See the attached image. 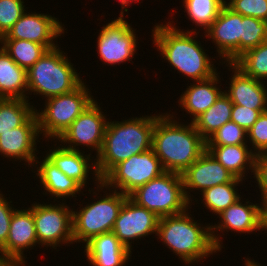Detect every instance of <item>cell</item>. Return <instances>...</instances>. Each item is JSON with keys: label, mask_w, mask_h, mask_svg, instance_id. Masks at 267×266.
<instances>
[{"label": "cell", "mask_w": 267, "mask_h": 266, "mask_svg": "<svg viewBox=\"0 0 267 266\" xmlns=\"http://www.w3.org/2000/svg\"><path fill=\"white\" fill-rule=\"evenodd\" d=\"M169 113L155 115L152 149L165 171L183 173L205 151L206 140L193 122L181 124Z\"/></svg>", "instance_id": "obj_1"}, {"label": "cell", "mask_w": 267, "mask_h": 266, "mask_svg": "<svg viewBox=\"0 0 267 266\" xmlns=\"http://www.w3.org/2000/svg\"><path fill=\"white\" fill-rule=\"evenodd\" d=\"M183 30L177 29L171 22L154 26L153 44L155 43L162 57L175 67L178 73L186 75L195 82L209 79L217 74L213 61L204 52L201 43L194 39L199 34L196 32L197 29L190 31L188 29L186 32Z\"/></svg>", "instance_id": "obj_2"}, {"label": "cell", "mask_w": 267, "mask_h": 266, "mask_svg": "<svg viewBox=\"0 0 267 266\" xmlns=\"http://www.w3.org/2000/svg\"><path fill=\"white\" fill-rule=\"evenodd\" d=\"M154 127L155 114L121 122L108 121L102 147L94 159L100 179L132 155L152 148Z\"/></svg>", "instance_id": "obj_3"}, {"label": "cell", "mask_w": 267, "mask_h": 266, "mask_svg": "<svg viewBox=\"0 0 267 266\" xmlns=\"http://www.w3.org/2000/svg\"><path fill=\"white\" fill-rule=\"evenodd\" d=\"M190 215L187 209L177 215L159 218L156 233L157 238L185 264L198 263L208 255L219 252L211 238V225L201 227Z\"/></svg>", "instance_id": "obj_4"}, {"label": "cell", "mask_w": 267, "mask_h": 266, "mask_svg": "<svg viewBox=\"0 0 267 266\" xmlns=\"http://www.w3.org/2000/svg\"><path fill=\"white\" fill-rule=\"evenodd\" d=\"M59 46L47 50L27 70L28 93L49 99L76 89L83 81Z\"/></svg>", "instance_id": "obj_5"}, {"label": "cell", "mask_w": 267, "mask_h": 266, "mask_svg": "<svg viewBox=\"0 0 267 266\" xmlns=\"http://www.w3.org/2000/svg\"><path fill=\"white\" fill-rule=\"evenodd\" d=\"M129 197L159 218L177 215L191 208L185 196L182 176L176 172H164L138 187Z\"/></svg>", "instance_id": "obj_6"}, {"label": "cell", "mask_w": 267, "mask_h": 266, "mask_svg": "<svg viewBox=\"0 0 267 266\" xmlns=\"http://www.w3.org/2000/svg\"><path fill=\"white\" fill-rule=\"evenodd\" d=\"M88 90L86 83L82 82L71 92L45 100L44 110H35L40 135L43 133L44 138H53L57 142L61 134L95 100Z\"/></svg>", "instance_id": "obj_7"}, {"label": "cell", "mask_w": 267, "mask_h": 266, "mask_svg": "<svg viewBox=\"0 0 267 266\" xmlns=\"http://www.w3.org/2000/svg\"><path fill=\"white\" fill-rule=\"evenodd\" d=\"M111 192L105 193L104 197L87 204L79 211H72L74 243H87L95 236L112 232L119 211L128 196L117 190Z\"/></svg>", "instance_id": "obj_8"}, {"label": "cell", "mask_w": 267, "mask_h": 266, "mask_svg": "<svg viewBox=\"0 0 267 266\" xmlns=\"http://www.w3.org/2000/svg\"><path fill=\"white\" fill-rule=\"evenodd\" d=\"M166 172L152 148L132 155L117 164L97 185V189H112L129 196L138 187ZM112 187V189H110Z\"/></svg>", "instance_id": "obj_9"}, {"label": "cell", "mask_w": 267, "mask_h": 266, "mask_svg": "<svg viewBox=\"0 0 267 266\" xmlns=\"http://www.w3.org/2000/svg\"><path fill=\"white\" fill-rule=\"evenodd\" d=\"M61 204H32V213L35 221L37 240L41 246L60 247L59 244H72L73 223L72 210Z\"/></svg>", "instance_id": "obj_10"}, {"label": "cell", "mask_w": 267, "mask_h": 266, "mask_svg": "<svg viewBox=\"0 0 267 266\" xmlns=\"http://www.w3.org/2000/svg\"><path fill=\"white\" fill-rule=\"evenodd\" d=\"M120 17L104 25L98 35L97 51L100 59L109 64L116 65L131 61L137 50L136 29L133 30L126 20L124 13Z\"/></svg>", "instance_id": "obj_11"}, {"label": "cell", "mask_w": 267, "mask_h": 266, "mask_svg": "<svg viewBox=\"0 0 267 266\" xmlns=\"http://www.w3.org/2000/svg\"><path fill=\"white\" fill-rule=\"evenodd\" d=\"M99 106L94 100L61 134L57 140L66 144L62 147L79 150L77 146L84 145L92 147L96 154L100 152L108 121Z\"/></svg>", "instance_id": "obj_12"}, {"label": "cell", "mask_w": 267, "mask_h": 266, "mask_svg": "<svg viewBox=\"0 0 267 266\" xmlns=\"http://www.w3.org/2000/svg\"><path fill=\"white\" fill-rule=\"evenodd\" d=\"M239 198L234 204L218 214L220 222L211 225V238L215 248L222 250L221 236L218 231H236L241 233H252L253 231L265 230V205L253 204L247 201L245 204ZM216 232V234H215ZM219 236V237H218Z\"/></svg>", "instance_id": "obj_13"}, {"label": "cell", "mask_w": 267, "mask_h": 266, "mask_svg": "<svg viewBox=\"0 0 267 266\" xmlns=\"http://www.w3.org/2000/svg\"><path fill=\"white\" fill-rule=\"evenodd\" d=\"M158 220L159 217L154 212L138 205L128 196L119 211L112 232L131 251L132 240L157 233Z\"/></svg>", "instance_id": "obj_14"}, {"label": "cell", "mask_w": 267, "mask_h": 266, "mask_svg": "<svg viewBox=\"0 0 267 266\" xmlns=\"http://www.w3.org/2000/svg\"><path fill=\"white\" fill-rule=\"evenodd\" d=\"M64 24L48 14H22L19 20L1 39H22L44 45L48 50L57 47L53 41L64 34Z\"/></svg>", "instance_id": "obj_15"}, {"label": "cell", "mask_w": 267, "mask_h": 266, "mask_svg": "<svg viewBox=\"0 0 267 266\" xmlns=\"http://www.w3.org/2000/svg\"><path fill=\"white\" fill-rule=\"evenodd\" d=\"M242 15L229 9L226 5L221 9L217 19L204 32L217 45L218 55L224 64L233 63L240 56Z\"/></svg>", "instance_id": "obj_16"}, {"label": "cell", "mask_w": 267, "mask_h": 266, "mask_svg": "<svg viewBox=\"0 0 267 266\" xmlns=\"http://www.w3.org/2000/svg\"><path fill=\"white\" fill-rule=\"evenodd\" d=\"M184 192L192 203L187 190H204L219 184L232 182L236 177L219 163L207 150L183 173H181Z\"/></svg>", "instance_id": "obj_17"}, {"label": "cell", "mask_w": 267, "mask_h": 266, "mask_svg": "<svg viewBox=\"0 0 267 266\" xmlns=\"http://www.w3.org/2000/svg\"><path fill=\"white\" fill-rule=\"evenodd\" d=\"M38 120L34 113L22 126L7 132H0V155L5 158L21 160L28 163V167H35L36 143L39 138ZM37 141V142H36ZM11 157V158H10Z\"/></svg>", "instance_id": "obj_18"}, {"label": "cell", "mask_w": 267, "mask_h": 266, "mask_svg": "<svg viewBox=\"0 0 267 266\" xmlns=\"http://www.w3.org/2000/svg\"><path fill=\"white\" fill-rule=\"evenodd\" d=\"M38 243L32 205L28 209H15L9 227V235L5 246L0 250L16 266H25L24 250Z\"/></svg>", "instance_id": "obj_19"}, {"label": "cell", "mask_w": 267, "mask_h": 266, "mask_svg": "<svg viewBox=\"0 0 267 266\" xmlns=\"http://www.w3.org/2000/svg\"><path fill=\"white\" fill-rule=\"evenodd\" d=\"M232 70L229 88L224 90L233 104L246 106L253 110H267V88L262 81L246 75L234 63H226Z\"/></svg>", "instance_id": "obj_20"}, {"label": "cell", "mask_w": 267, "mask_h": 266, "mask_svg": "<svg viewBox=\"0 0 267 266\" xmlns=\"http://www.w3.org/2000/svg\"><path fill=\"white\" fill-rule=\"evenodd\" d=\"M84 248L86 258L92 266H126L132 253L113 232L93 237Z\"/></svg>", "instance_id": "obj_21"}, {"label": "cell", "mask_w": 267, "mask_h": 266, "mask_svg": "<svg viewBox=\"0 0 267 266\" xmlns=\"http://www.w3.org/2000/svg\"><path fill=\"white\" fill-rule=\"evenodd\" d=\"M90 155L91 153L85 155L80 150H69L62 147L60 144V146L56 148L54 147L53 150H49L46 157L69 178L74 179L84 188L88 183L87 178L89 177V169H93L95 183L99 184L101 182L96 170L95 162L90 161L92 160L90 158H94V156L91 157Z\"/></svg>", "instance_id": "obj_22"}, {"label": "cell", "mask_w": 267, "mask_h": 266, "mask_svg": "<svg viewBox=\"0 0 267 266\" xmlns=\"http://www.w3.org/2000/svg\"><path fill=\"white\" fill-rule=\"evenodd\" d=\"M218 74L220 73L203 81H194V84L190 83L186 91L182 92L178 103L187 114L193 116L191 122L208 110L224 93L217 86L221 82Z\"/></svg>", "instance_id": "obj_23"}, {"label": "cell", "mask_w": 267, "mask_h": 266, "mask_svg": "<svg viewBox=\"0 0 267 266\" xmlns=\"http://www.w3.org/2000/svg\"><path fill=\"white\" fill-rule=\"evenodd\" d=\"M35 163H39L40 167H37L36 175L40 178L45 194L51 195L57 199L76 197L77 193L83 190V187L74 179L69 178L65 173L56 167L46 156L41 162L38 160Z\"/></svg>", "instance_id": "obj_24"}, {"label": "cell", "mask_w": 267, "mask_h": 266, "mask_svg": "<svg viewBox=\"0 0 267 266\" xmlns=\"http://www.w3.org/2000/svg\"><path fill=\"white\" fill-rule=\"evenodd\" d=\"M206 150L236 178H246V170L254 173L255 153L247 144L206 146Z\"/></svg>", "instance_id": "obj_25"}, {"label": "cell", "mask_w": 267, "mask_h": 266, "mask_svg": "<svg viewBox=\"0 0 267 266\" xmlns=\"http://www.w3.org/2000/svg\"><path fill=\"white\" fill-rule=\"evenodd\" d=\"M27 70L20 67L0 47V98L27 99Z\"/></svg>", "instance_id": "obj_26"}, {"label": "cell", "mask_w": 267, "mask_h": 266, "mask_svg": "<svg viewBox=\"0 0 267 266\" xmlns=\"http://www.w3.org/2000/svg\"><path fill=\"white\" fill-rule=\"evenodd\" d=\"M232 108V101L223 93L208 110L193 121L195 129L207 140L215 131L231 120Z\"/></svg>", "instance_id": "obj_27"}, {"label": "cell", "mask_w": 267, "mask_h": 266, "mask_svg": "<svg viewBox=\"0 0 267 266\" xmlns=\"http://www.w3.org/2000/svg\"><path fill=\"white\" fill-rule=\"evenodd\" d=\"M36 109L28 99L0 98V132L22 126Z\"/></svg>", "instance_id": "obj_28"}, {"label": "cell", "mask_w": 267, "mask_h": 266, "mask_svg": "<svg viewBox=\"0 0 267 266\" xmlns=\"http://www.w3.org/2000/svg\"><path fill=\"white\" fill-rule=\"evenodd\" d=\"M0 44L15 63L26 70L48 50L42 44L22 39H0Z\"/></svg>", "instance_id": "obj_29"}, {"label": "cell", "mask_w": 267, "mask_h": 266, "mask_svg": "<svg viewBox=\"0 0 267 266\" xmlns=\"http://www.w3.org/2000/svg\"><path fill=\"white\" fill-rule=\"evenodd\" d=\"M242 181V179L235 178L232 182L219 184L204 190L201 193L204 207L216 215L227 209L241 198L236 187L239 186L240 182L242 184Z\"/></svg>", "instance_id": "obj_30"}, {"label": "cell", "mask_w": 267, "mask_h": 266, "mask_svg": "<svg viewBox=\"0 0 267 266\" xmlns=\"http://www.w3.org/2000/svg\"><path fill=\"white\" fill-rule=\"evenodd\" d=\"M188 19L206 31L217 19L226 0H183Z\"/></svg>", "instance_id": "obj_31"}, {"label": "cell", "mask_w": 267, "mask_h": 266, "mask_svg": "<svg viewBox=\"0 0 267 266\" xmlns=\"http://www.w3.org/2000/svg\"><path fill=\"white\" fill-rule=\"evenodd\" d=\"M246 75L262 82L267 80V39L257 47L245 51L233 62Z\"/></svg>", "instance_id": "obj_32"}, {"label": "cell", "mask_w": 267, "mask_h": 266, "mask_svg": "<svg viewBox=\"0 0 267 266\" xmlns=\"http://www.w3.org/2000/svg\"><path fill=\"white\" fill-rule=\"evenodd\" d=\"M267 39V23L251 16H242L240 55L257 47Z\"/></svg>", "instance_id": "obj_33"}, {"label": "cell", "mask_w": 267, "mask_h": 266, "mask_svg": "<svg viewBox=\"0 0 267 266\" xmlns=\"http://www.w3.org/2000/svg\"><path fill=\"white\" fill-rule=\"evenodd\" d=\"M247 139V131L230 120L206 140V146L247 144Z\"/></svg>", "instance_id": "obj_34"}, {"label": "cell", "mask_w": 267, "mask_h": 266, "mask_svg": "<svg viewBox=\"0 0 267 266\" xmlns=\"http://www.w3.org/2000/svg\"><path fill=\"white\" fill-rule=\"evenodd\" d=\"M23 0H0V39L26 11Z\"/></svg>", "instance_id": "obj_35"}, {"label": "cell", "mask_w": 267, "mask_h": 266, "mask_svg": "<svg viewBox=\"0 0 267 266\" xmlns=\"http://www.w3.org/2000/svg\"><path fill=\"white\" fill-rule=\"evenodd\" d=\"M225 5L242 16L267 20V0H229Z\"/></svg>", "instance_id": "obj_36"}, {"label": "cell", "mask_w": 267, "mask_h": 266, "mask_svg": "<svg viewBox=\"0 0 267 266\" xmlns=\"http://www.w3.org/2000/svg\"><path fill=\"white\" fill-rule=\"evenodd\" d=\"M247 140L252 143L255 154L267 151V111L261 113L257 121L247 131Z\"/></svg>", "instance_id": "obj_37"}, {"label": "cell", "mask_w": 267, "mask_h": 266, "mask_svg": "<svg viewBox=\"0 0 267 266\" xmlns=\"http://www.w3.org/2000/svg\"><path fill=\"white\" fill-rule=\"evenodd\" d=\"M266 111L267 110H253L246 106L233 104L231 121L248 131L257 121L261 113Z\"/></svg>", "instance_id": "obj_38"}, {"label": "cell", "mask_w": 267, "mask_h": 266, "mask_svg": "<svg viewBox=\"0 0 267 266\" xmlns=\"http://www.w3.org/2000/svg\"><path fill=\"white\" fill-rule=\"evenodd\" d=\"M261 192L260 203L267 204V151L255 155L254 174Z\"/></svg>", "instance_id": "obj_39"}, {"label": "cell", "mask_w": 267, "mask_h": 266, "mask_svg": "<svg viewBox=\"0 0 267 266\" xmlns=\"http://www.w3.org/2000/svg\"><path fill=\"white\" fill-rule=\"evenodd\" d=\"M12 201L8 202V199L0 192V250L5 246L8 235L9 227L14 212L13 206H10Z\"/></svg>", "instance_id": "obj_40"}, {"label": "cell", "mask_w": 267, "mask_h": 266, "mask_svg": "<svg viewBox=\"0 0 267 266\" xmlns=\"http://www.w3.org/2000/svg\"><path fill=\"white\" fill-rule=\"evenodd\" d=\"M0 266H16L7 256L0 252Z\"/></svg>", "instance_id": "obj_41"}, {"label": "cell", "mask_w": 267, "mask_h": 266, "mask_svg": "<svg viewBox=\"0 0 267 266\" xmlns=\"http://www.w3.org/2000/svg\"><path fill=\"white\" fill-rule=\"evenodd\" d=\"M120 1V3H121V13H123L124 11L125 12H128V6H130V5H128V4H131V2H133V1H139V0H119ZM126 6H127V8H126Z\"/></svg>", "instance_id": "obj_42"}, {"label": "cell", "mask_w": 267, "mask_h": 266, "mask_svg": "<svg viewBox=\"0 0 267 266\" xmlns=\"http://www.w3.org/2000/svg\"><path fill=\"white\" fill-rule=\"evenodd\" d=\"M245 266H262L260 263L255 262L254 259L251 260L249 258L245 259Z\"/></svg>", "instance_id": "obj_43"}, {"label": "cell", "mask_w": 267, "mask_h": 266, "mask_svg": "<svg viewBox=\"0 0 267 266\" xmlns=\"http://www.w3.org/2000/svg\"><path fill=\"white\" fill-rule=\"evenodd\" d=\"M267 230V204L265 205V231Z\"/></svg>", "instance_id": "obj_44"}]
</instances>
